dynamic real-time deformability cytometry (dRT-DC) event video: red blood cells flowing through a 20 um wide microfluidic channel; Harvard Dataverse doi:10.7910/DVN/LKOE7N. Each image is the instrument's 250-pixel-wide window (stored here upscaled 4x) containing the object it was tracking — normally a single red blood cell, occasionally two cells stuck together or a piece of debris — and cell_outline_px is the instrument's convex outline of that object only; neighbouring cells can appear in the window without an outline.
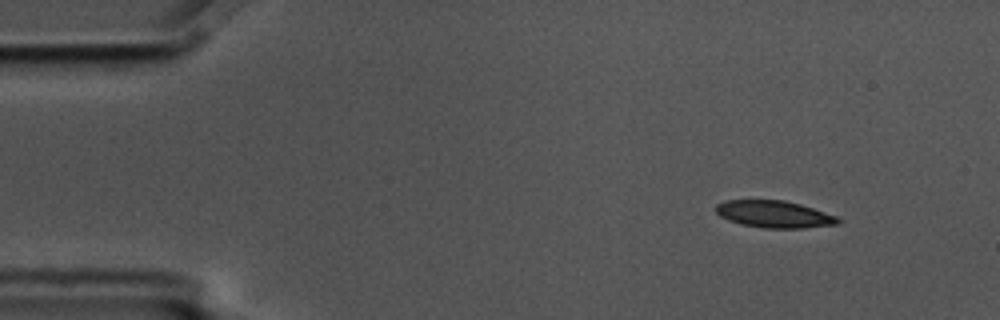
{"species": "common noctule bat (a hibernating species)", "species_latin": "Nyctalus noctula", "temperature_condition": "cold", "stored_images_in_passage": 3, "camera_frame_rate_fps": 3000, "um_per_image_px": 0.085, "animal": {"sex": "male", "body_mass_g": 17.5, "forearm_length_mm": 52.3}, "frame": {"image": 1, "passage_image": 1, "time_ms": 0.0, "image_size_px": [1000, 320], "cell_outline_px": [[840, 224], [804, 228], [764, 228], [740, 224], [728, 220], [720, 216], [716, 212], [716, 204], [724, 200], [784, 200], [800, 204], [840, 216]], "centroid_in_image_um": [65.84, 18.21], "position_along_channel_um": 19.2, "area_um2": 19.48}}
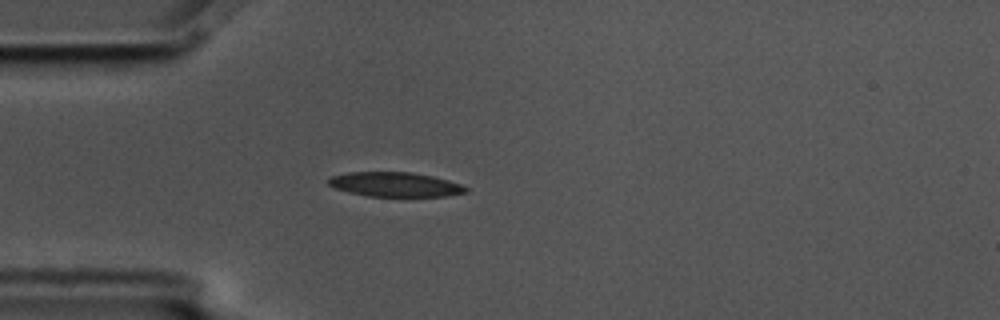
{"frame": {"image": 2, "passage_image": 3, "time_ms": 0.667, "image_size_px": [1000, 320], "cell_outline_px": [[468, 192], [448, 196], [368, 196], [348, 192], [336, 188], [328, 184], [328, 180], [332, 176], [348, 172], [412, 172], [432, 176], [448, 180], [460, 184], [468, 188]], "centroid_in_image_um": [33.6, 15.68], "position_along_channel_um": 51.4, "area_um2": 19.54}}